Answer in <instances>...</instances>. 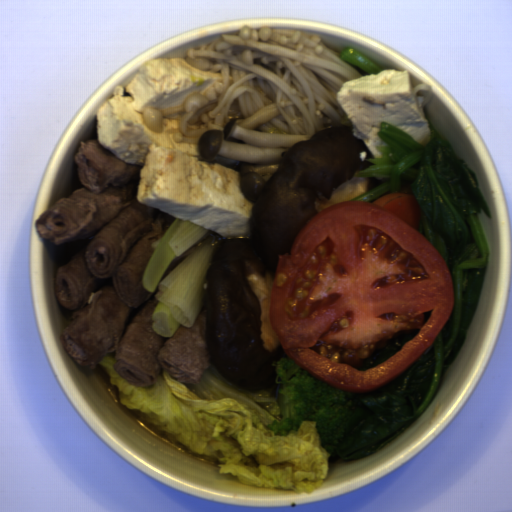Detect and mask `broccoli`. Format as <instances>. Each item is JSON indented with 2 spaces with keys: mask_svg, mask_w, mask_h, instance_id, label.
Returning <instances> with one entry per match:
<instances>
[{
  "mask_svg": "<svg viewBox=\"0 0 512 512\" xmlns=\"http://www.w3.org/2000/svg\"><path fill=\"white\" fill-rule=\"evenodd\" d=\"M271 363L282 418L273 420L268 428L284 437L297 431L302 422H315L320 446L333 458L342 448L356 413L349 392L318 379L289 355Z\"/></svg>",
  "mask_w": 512,
  "mask_h": 512,
  "instance_id": "obj_1",
  "label": "broccoli"
}]
</instances>
